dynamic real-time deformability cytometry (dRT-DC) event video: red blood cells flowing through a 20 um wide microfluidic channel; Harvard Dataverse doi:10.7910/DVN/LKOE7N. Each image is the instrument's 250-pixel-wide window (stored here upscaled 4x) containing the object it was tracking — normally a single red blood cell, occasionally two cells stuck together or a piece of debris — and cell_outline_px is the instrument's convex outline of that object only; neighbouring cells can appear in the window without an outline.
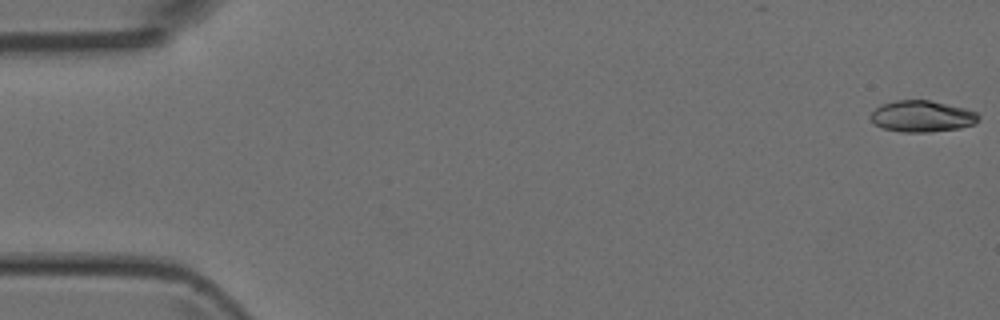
{"species": "Egyptian fruit bat (a non-hibernating species)", "species_latin": "Rousettus aegyptiacus", "temperature_condition": "room temperature", "stored_images_in_passage": 3, "camera_frame_rate_fps": 3000, "um_per_image_px": 0.085, "animal": {"sex": "female"}, "frame": {"image": 1, "passage_image": 1, "time_ms": 0.0, "image_size_px": [1000, 320], "cell_outline_px": [[980, 120], [976, 124], [960, 128], [928, 132], [900, 132], [884, 128], [876, 124], [868, 116], [880, 104], [896, 100], [928, 100], [964, 108], [976, 112], [980, 116]], "centroid_in_image_um": [78.38, 9.89], "position_along_channel_um": 6.6, "area_um2": 19.77}}